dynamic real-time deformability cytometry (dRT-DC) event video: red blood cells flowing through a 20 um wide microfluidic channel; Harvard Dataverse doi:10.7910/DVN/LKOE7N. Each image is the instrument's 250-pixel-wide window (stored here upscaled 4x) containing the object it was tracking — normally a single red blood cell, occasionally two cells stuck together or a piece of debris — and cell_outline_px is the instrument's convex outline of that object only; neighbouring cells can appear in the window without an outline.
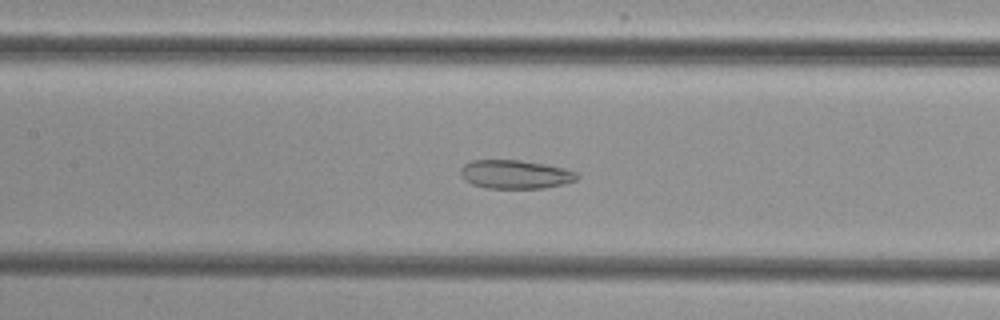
{"species": "common noctule bat (a hibernating species)", "species_latin": "Nyctalus noctula", "temperature_condition": "cold", "stored_images_in_passage": 46, "camera_frame_rate_fps": 3000, "um_per_image_px": 0.085, "animal": {"sex": "female", "body_mass_g": 29.2, "forearm_length_mm": 56.3}, "frame": {"image": 1, "passage_image": 17, "time_ms": 5.333, "image_size_px": [1000, 320], "cell_outline_px": [[580, 176], [576, 180], [564, 184], [544, 188], [488, 188], [472, 184], [464, 180], [460, 176], [460, 168], [464, 164], [472, 160], [520, 160], [544, 164], [564, 168], [576, 172]], "centroid_in_image_um": [43.78, 14.82], "position_along_channel_um": 163.6, "area_um2": 19.54}}
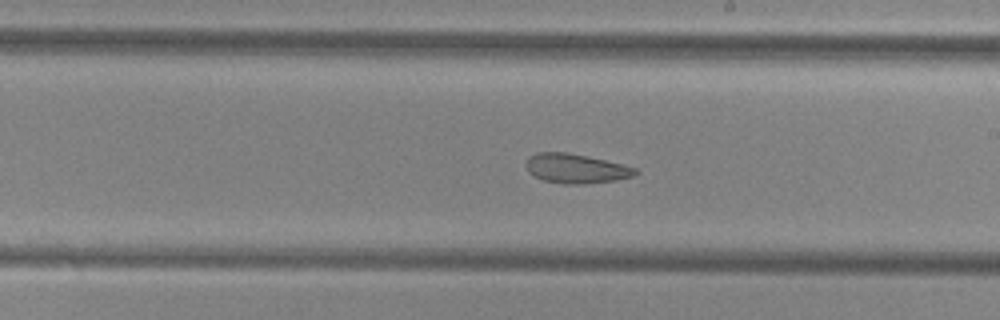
{"frame": {"image": 2, "passage_image": 23, "time_ms": 7.333, "image_size_px": [1000, 320], "cell_outline_px": [[640, 172], [632, 176], [616, 180], [584, 184], [564, 184], [544, 180], [528, 172], [524, 164], [528, 156], [536, 152], [564, 152], [588, 156], [636, 168]], "centroid_in_image_um": [48.91, 14.32], "position_along_channel_um": 240.1, "area_um2": 18.73}}
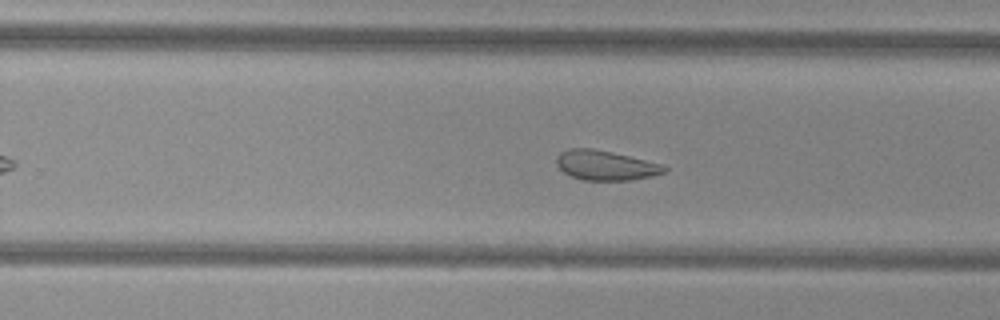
{"frame": {"image": 3, "passage_image": 26, "time_ms": 8.333, "image_size_px": [1000, 320], "cell_outline_px": [[668, 168], [664, 172], [652, 176], [632, 180], [584, 180], [572, 176], [564, 172], [556, 164], [556, 156], [560, 152], [568, 148], [592, 148], [612, 152], [664, 164]], "centroid_in_image_um": [51.48, 14.04], "position_along_channel_um": 278.3, "area_um2": 18.73}, "authors_computed_cell_mechanics": {"area_um2": 21.1259, "velocity_mm_per_s": 3.8385, "shape_relaxation_time_tau1_ms": null, "shape_relaxation_time_tau2_ms": 2.9516, "deformation_change_tau1": null, "deformation_change_tau2": 0.092}}